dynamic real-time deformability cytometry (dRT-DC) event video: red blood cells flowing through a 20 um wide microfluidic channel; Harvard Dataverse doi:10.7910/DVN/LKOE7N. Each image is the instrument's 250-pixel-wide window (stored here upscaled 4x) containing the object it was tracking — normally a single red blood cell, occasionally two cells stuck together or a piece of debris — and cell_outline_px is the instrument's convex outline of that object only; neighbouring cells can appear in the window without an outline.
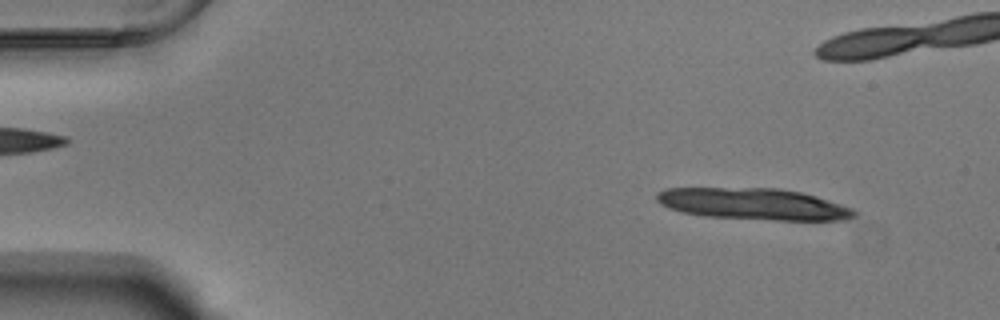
{"species": "Egyptian fruit bat (a non-hibernating species)", "species_latin": "Rousettus aegyptiacus", "temperature_condition": "warm", "stored_images_in_passage": 14, "camera_frame_rate_fps": 3000, "um_per_image_px": 0.085, "animal": {"sex": "male"}, "frame": {"image": 1, "passage_image": 5, "time_ms": 1.333, "image_size_px": [1000, 320], "cell_outline_px": [[860, 212], [856, 216], [844, 220], [776, 220], [704, 216], [680, 212], [668, 208], [660, 204], [656, 200], [656, 192], [664, 188], [780, 188], [800, 192], [816, 196], [852, 208]], "centroid_in_image_um": [64.02, 17.34], "position_along_channel_um": 21.0, "area_um2": 36.53}}